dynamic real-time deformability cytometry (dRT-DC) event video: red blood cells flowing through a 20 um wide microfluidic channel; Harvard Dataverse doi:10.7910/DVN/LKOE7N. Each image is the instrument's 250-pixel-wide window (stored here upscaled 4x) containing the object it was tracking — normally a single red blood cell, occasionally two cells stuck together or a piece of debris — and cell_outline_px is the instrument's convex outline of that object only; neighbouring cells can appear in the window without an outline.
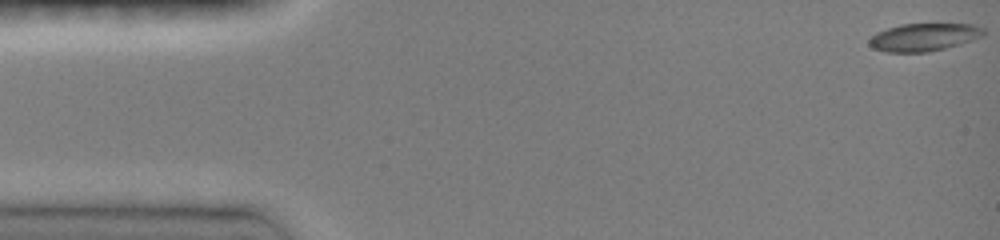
{"species": "common noctule bat (a hibernating species)", "species_latin": "Nyctalus noctula", "temperature_condition": "room temperature", "stored_images_in_passage": 46, "camera_frame_rate_fps": 3000, "um_per_image_px": 0.085, "animal": {"sex": "female", "body_mass_g": 19.0, "forearm_length_mm": 51.5}, "frame": {"image": 1, "passage_image": 1, "time_ms": 0.0, "image_size_px": [1000, 240], "cell_outline_px": [[984, 36], [960, 44], [928, 52], [884, 52], [872, 48], [868, 44], [868, 40], [876, 32], [900, 24], [972, 24], [984, 28]], "centroid_in_image_um": [78.51, 3.16], "position_along_channel_um": 6.5, "area_um2": 18.55}}
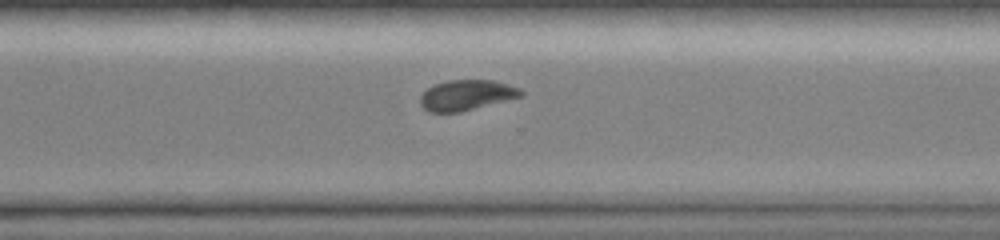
{"frame": {"image": 2, "passage_image": 34, "time_ms": 11.0, "image_size_px": [1000, 240], "cell_outline_px": [[524, 96], [460, 112], [428, 112], [420, 104], [420, 96], [428, 88], [436, 84], [448, 80], [496, 80], [520, 88], [524, 92]], "centroid_in_image_um": [39.69, 8.08], "position_along_channel_um": 330.9, "area_um2": 17.92}}
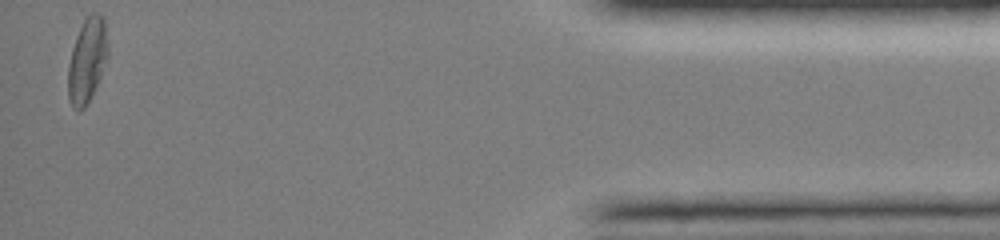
{"frame": {"image": 3, "passage_image": 46, "time_ms": 15.0, "image_size_px": [1000, 240], "cell_outline_px": [[108, 56], [100, 80], [92, 96], [84, 108], [80, 112], [76, 112], [72, 108], [68, 96], [68, 64], [72, 48], [76, 36], [84, 20], [92, 12], [96, 12], [104, 16], [108, 48]], "centroid_in_image_um": [7.41, 5.17], "position_along_channel_um": 427.8, "area_um2": 20.0}, "authors_computed_cell_mechanics": {"area_um2": 18.9584, "velocity_mm_per_s": 4.0828, "shape_relaxation_time_tau1_ms": 4.3309, "shape_relaxation_time_tau2_ms": null, "deformation_change_tau1": 0.1222, "deformation_change_tau2": null}}